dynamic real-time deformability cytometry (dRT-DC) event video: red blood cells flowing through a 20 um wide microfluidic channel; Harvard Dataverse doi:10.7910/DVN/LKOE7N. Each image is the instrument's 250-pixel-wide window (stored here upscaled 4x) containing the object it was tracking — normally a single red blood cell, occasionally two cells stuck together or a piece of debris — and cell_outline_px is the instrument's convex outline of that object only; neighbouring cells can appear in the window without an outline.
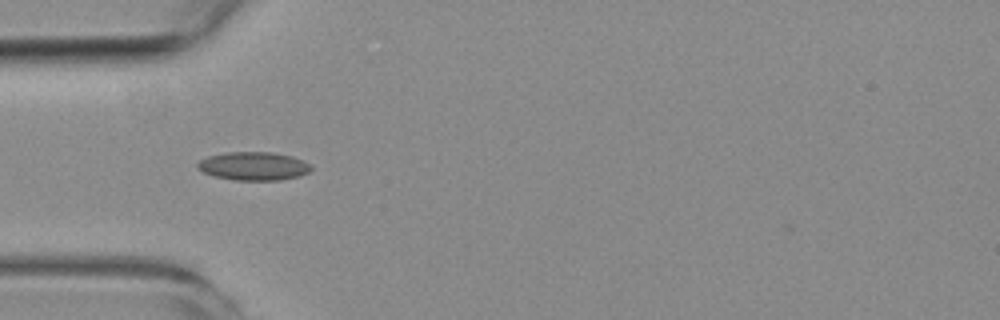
{"species": "common noctule bat (a hibernating species)", "species_latin": "Nyctalus noctula", "temperature_condition": "room temperature", "stored_images_in_passage": 5, "camera_frame_rate_fps": 3000, "um_per_image_px": 0.085, "animal": {"sex": "female", "body_mass_g": 19.3, "forearm_length_mm": 54.1}, "frame": {"image": 1, "passage_image": 5, "time_ms": 4.333, "image_size_px": [1000, 320], "cell_outline_px": [[312, 168], [308, 172], [300, 176], [280, 180], [232, 180], [216, 176], [204, 172], [196, 168], [196, 164], [200, 160], [208, 156], [224, 152], [272, 152], [292, 156], [308, 164]], "centroid_in_image_um": [21.52, 14.11], "position_along_channel_um": 63.5, "area_um2": 18.73}}